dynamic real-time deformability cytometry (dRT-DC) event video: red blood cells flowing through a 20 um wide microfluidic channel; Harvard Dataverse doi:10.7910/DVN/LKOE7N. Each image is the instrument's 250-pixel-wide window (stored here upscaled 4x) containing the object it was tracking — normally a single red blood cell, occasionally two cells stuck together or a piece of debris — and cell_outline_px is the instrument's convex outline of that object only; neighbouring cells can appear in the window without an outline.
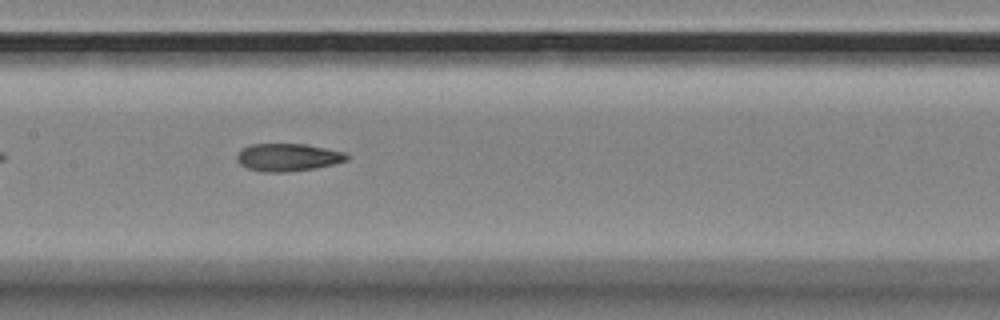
{"species": "Egyptian fruit bat (a non-hibernating species)", "species_latin": "Rousettus aegyptiacus", "temperature_condition": "room temperature", "stored_images_in_passage": 11, "camera_frame_rate_fps": 3000, "um_per_image_px": 0.085, "animal": {"sex": "female"}, "frame": {"image": 1, "passage_image": 8, "time_ms": 2.333, "image_size_px": [1000, 320], "cell_outline_px": [[348, 160], [332, 164], [312, 168], [284, 172], [264, 172], [248, 168], [240, 164], [236, 160], [236, 156], [244, 148], [252, 144], [308, 144], [344, 152], [348, 156]], "centroid_in_image_um": [24.46, 13.36], "position_along_channel_um": 182.9, "area_um2": 17.46}}
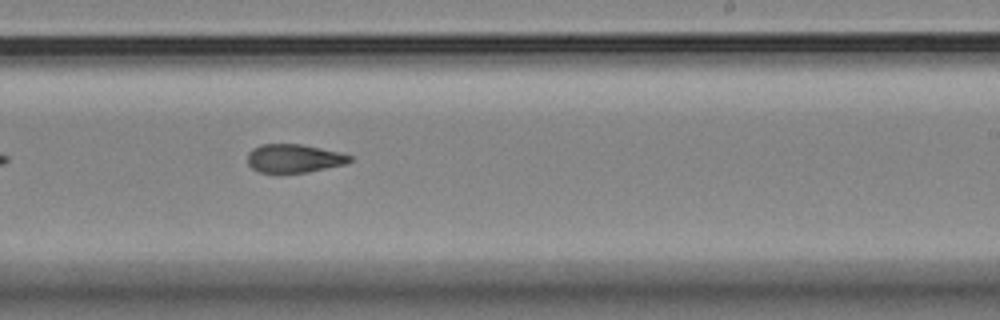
{"frame": {"image": 2, "passage_image": 10, "time_ms": 3.0, "image_size_px": [1000, 320], "cell_outline_px": [[352, 160], [344, 164], [308, 172], [260, 172], [252, 168], [248, 164], [248, 152], [252, 148], [260, 144], [300, 144], [340, 152], [352, 156]], "centroid_in_image_um": [24.97, 13.45], "position_along_channel_um": 264.0, "area_um2": 16.82}}
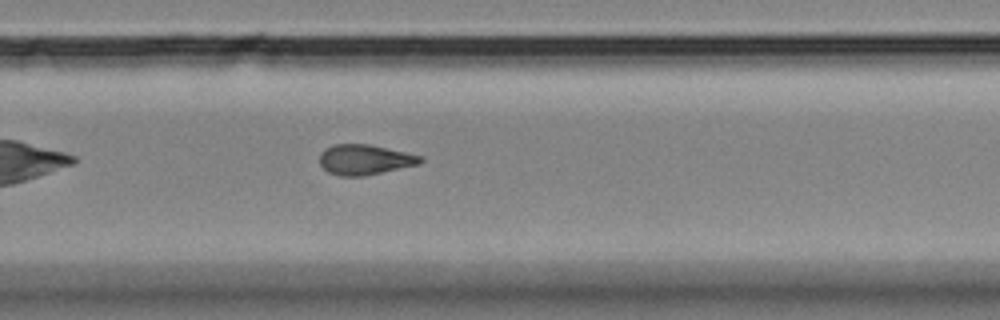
{"frame": {"image": 3, "passage_image": 11, "time_ms": 3.333, "image_size_px": [1000, 320], "cell_outline_px": [[424, 160], [420, 164], [364, 176], [340, 176], [328, 172], [320, 164], [320, 152], [324, 148], [332, 144], [368, 144], [424, 156]], "centroid_in_image_um": [31.01, 13.56], "position_along_channel_um": 298.8, "area_um2": 17.86}}